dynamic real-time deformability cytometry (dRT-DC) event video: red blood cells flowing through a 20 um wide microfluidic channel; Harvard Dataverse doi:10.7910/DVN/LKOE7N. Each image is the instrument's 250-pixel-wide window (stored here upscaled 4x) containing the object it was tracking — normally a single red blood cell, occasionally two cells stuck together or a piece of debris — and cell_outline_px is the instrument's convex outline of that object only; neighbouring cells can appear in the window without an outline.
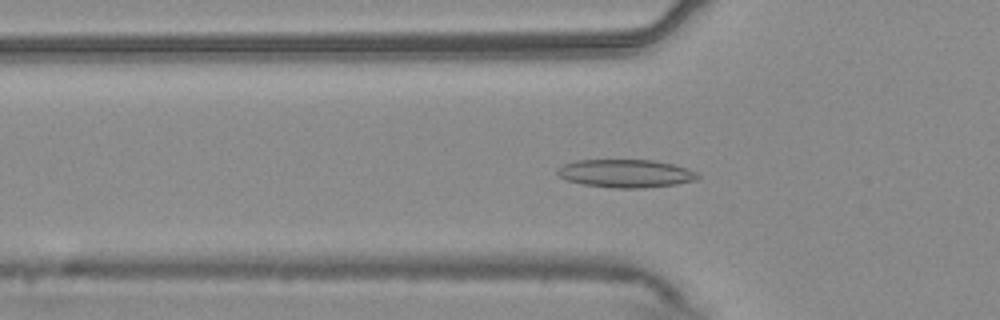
{"species": "common noctule bat (a hibernating species)", "species_latin": "Nyctalus noctula", "temperature_condition": "warm", "stored_images_in_passage": 45, "camera_frame_rate_fps": 3000, "um_per_image_px": 0.085, "animal": {"sex": "male", "body_mass_g": 20.4}, "frame": {"image": 1, "passage_image": 9, "time_ms": 2.667, "image_size_px": [1000, 320], "cell_outline_px": [[700, 176], [696, 180], [676, 184], [644, 188], [612, 188], [584, 184], [568, 180], [560, 176], [556, 172], [564, 164], [576, 160], [652, 160], [672, 164], [688, 168], [696, 172]], "centroid_in_image_um": [53.22, 14.74], "position_along_channel_um": 72.6, "area_um2": 22.83}}
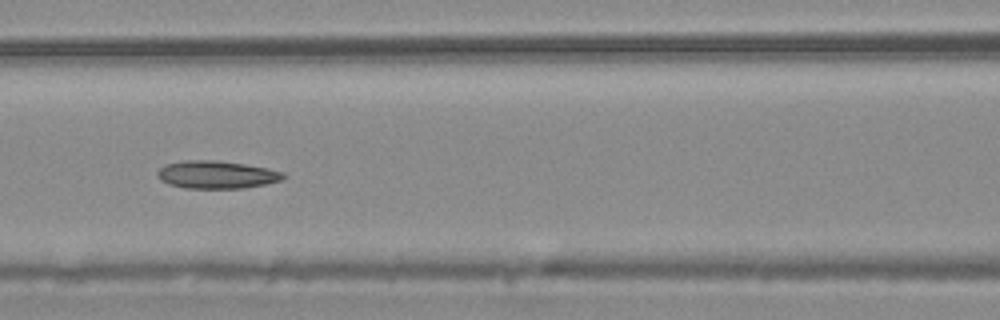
{"frame": {"image": 2, "passage_image": 15, "time_ms": 4.667, "image_size_px": [1000, 320], "cell_outline_px": [[288, 176], [280, 180], [264, 184], [244, 188], [184, 188], [168, 184], [160, 180], [156, 176], [156, 172], [164, 164], [184, 160], [216, 160], [244, 164], [268, 168], [284, 172]], "centroid_in_image_um": [18.38, 14.84], "position_along_channel_um": 148.2, "area_um2": 20.52}}
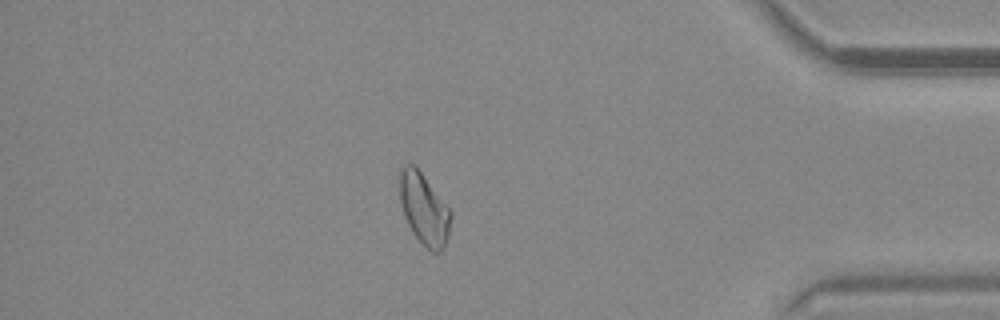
{"frame": {"image": 3, "passage_image": 38, "time_ms": 12.333, "image_size_px": [1000, 320], "cell_outline_px": [[452, 216], [448, 236], [440, 252], [432, 252], [412, 232], [408, 224], [400, 200], [400, 168], [404, 164], [412, 164], [420, 172], [452, 212]], "centroid_in_image_um": [36.05, 17.76], "position_along_channel_um": 399.2, "area_um2": 20.63}, "authors_computed_cell_mechanics": {"area_um2": 20.6346, "velocity_mm_per_s": 3.7348, "shape_relaxation_time_tau1_ms": 9.7804, "shape_relaxation_time_tau2_ms": 8.8412, "deformation_change_tau1": 0.1791, "deformation_change_tau2": 0.1694}}